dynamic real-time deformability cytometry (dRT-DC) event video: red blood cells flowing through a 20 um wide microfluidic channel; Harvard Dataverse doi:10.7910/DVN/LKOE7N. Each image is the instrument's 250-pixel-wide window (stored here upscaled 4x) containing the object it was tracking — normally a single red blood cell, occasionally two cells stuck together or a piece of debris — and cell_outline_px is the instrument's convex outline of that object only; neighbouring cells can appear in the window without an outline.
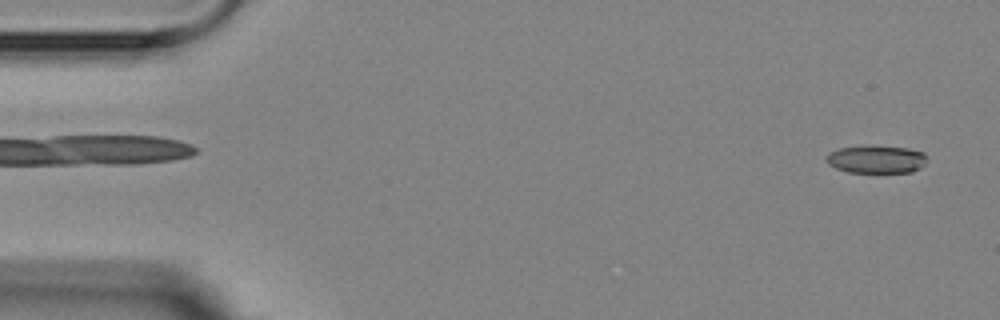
{"species": "Egyptian fruit bat (a non-hibernating species)", "species_latin": "Rousettus aegyptiacus", "temperature_condition": "room temperature", "stored_images_in_passage": 6, "segment_of_instrument_passage": [2, 2], "camera_frame_rate_fps": 3000, "um_per_image_px": 0.085, "animal": {"sex": "female"}, "frame": {"image": 1, "passage_image": 6, "time_ms": 5.667, "image_size_px": [1000, 320], "cell_outline_px": [[928, 160], [920, 168], [912, 172], [848, 172], [836, 168], [828, 164], [828, 152], [840, 148], [908, 148], [924, 152]], "centroid_in_image_um": [74.54, 13.58], "position_along_channel_um": 10.5, "area_um2": 15.61}}